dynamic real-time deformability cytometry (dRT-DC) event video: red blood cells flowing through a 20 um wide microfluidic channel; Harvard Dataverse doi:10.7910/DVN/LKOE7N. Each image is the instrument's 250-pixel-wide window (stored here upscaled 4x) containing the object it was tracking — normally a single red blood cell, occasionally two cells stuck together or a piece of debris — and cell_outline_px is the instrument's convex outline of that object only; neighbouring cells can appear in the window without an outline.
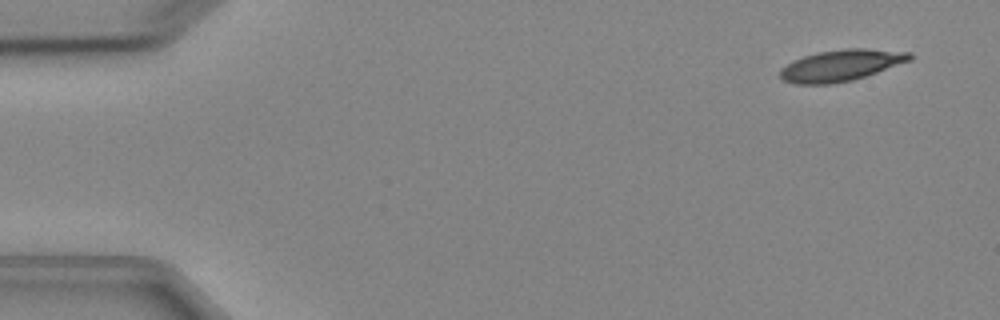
{"species": "Egyptian fruit bat (a non-hibernating species)", "species_latin": "Rousettus aegyptiacus", "temperature_condition": "cold", "stored_images_in_passage": 4, "camera_frame_rate_fps": 3000, "um_per_image_px": 0.085, "animal": {"sex": "female"}, "frame": {"image": 1, "passage_image": 1, "time_ms": 0.0, "image_size_px": [1000, 320], "cell_outline_px": [[912, 60], [852, 80], [832, 84], [796, 84], [784, 80], [780, 76], [780, 68], [792, 60], [816, 52], [848, 48], [864, 48], [912, 52]], "centroid_in_image_um": [71.48, 5.55], "position_along_channel_um": 13.5, "area_um2": 23.7}}
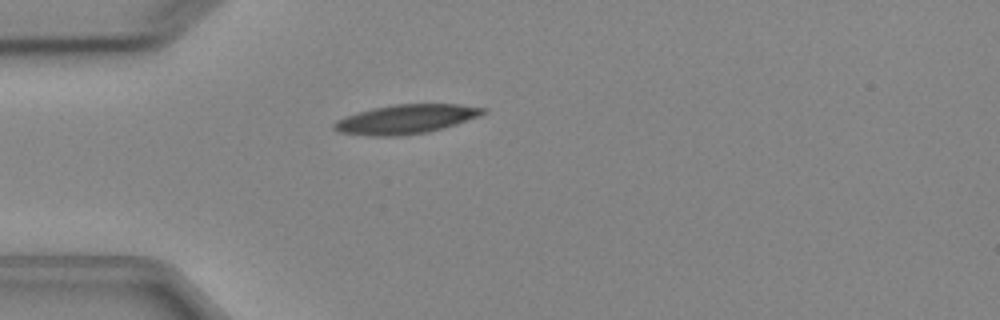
{"frame": {"image": 2, "passage_image": 4, "time_ms": 3.667, "image_size_px": [1000, 320], "cell_outline_px": [[488, 112], [480, 116], [444, 128], [428, 132], [400, 136], [372, 136], [340, 132], [332, 128], [332, 124], [336, 120], [344, 116], [356, 112], [372, 108], [396, 104], [460, 104], [488, 108]], "centroid_in_image_um": [34.52, 10.12], "position_along_channel_um": 50.5, "area_um2": 25.61}}